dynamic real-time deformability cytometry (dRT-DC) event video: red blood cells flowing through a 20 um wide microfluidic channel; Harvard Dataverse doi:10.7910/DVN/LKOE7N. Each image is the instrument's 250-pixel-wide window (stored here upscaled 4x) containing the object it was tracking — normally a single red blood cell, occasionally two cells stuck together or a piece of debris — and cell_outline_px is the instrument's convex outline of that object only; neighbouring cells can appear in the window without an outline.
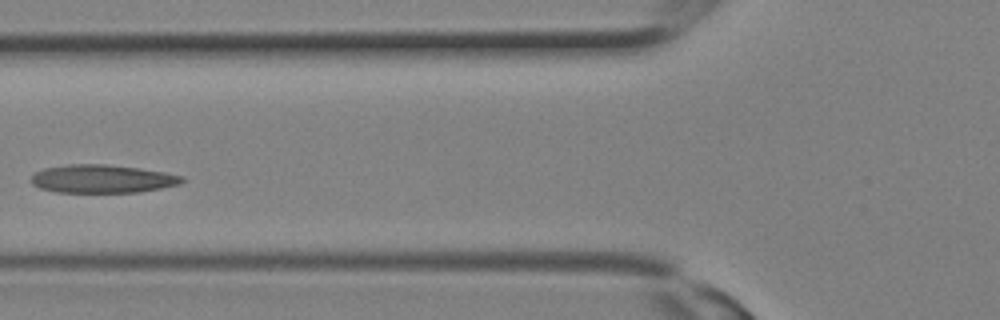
{"species": "Egyptian fruit bat (a non-hibernating species)", "species_latin": "Rousettus aegyptiacus", "temperature_condition": "room temperature", "stored_images_in_passage": 7, "camera_frame_rate_fps": 3000, "um_per_image_px": 0.085, "animal": {"sex": "female"}, "frame": {"image": 1, "passage_image": 6, "time_ms": 1.667, "image_size_px": [1000, 320], "cell_outline_px": [[184, 180], [180, 184], [140, 192], [56, 192], [40, 188], [32, 184], [32, 176], [36, 172], [44, 168], [68, 164], [104, 164], [140, 168], [164, 172], [184, 176]], "centroid_in_image_um": [8.7, 15.2], "position_along_channel_um": 117.1, "area_um2": 24.74}}